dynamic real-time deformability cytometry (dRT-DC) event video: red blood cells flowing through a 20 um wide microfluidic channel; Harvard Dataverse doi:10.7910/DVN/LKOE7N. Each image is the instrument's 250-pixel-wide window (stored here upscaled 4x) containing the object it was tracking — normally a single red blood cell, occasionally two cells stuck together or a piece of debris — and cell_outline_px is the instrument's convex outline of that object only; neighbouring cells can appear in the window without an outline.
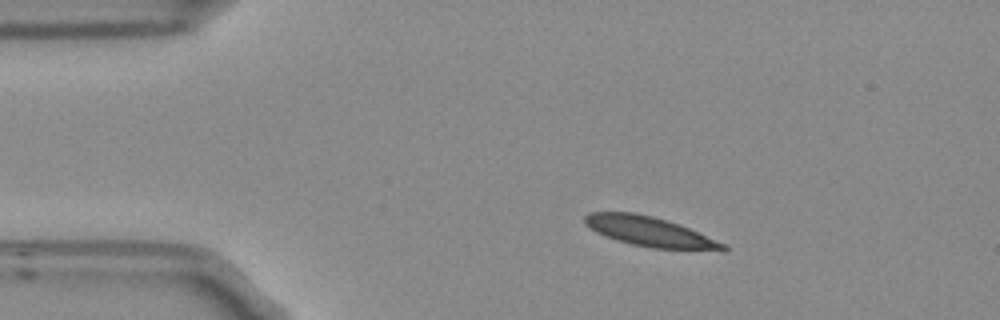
{"species": "Egyptian fruit bat (a non-hibernating species)", "species_latin": "Rousettus aegyptiacus", "temperature_condition": "room temperature", "stored_images_in_passage": 6, "camera_frame_rate_fps": 3000, "um_per_image_px": 0.085, "frame": {"image": 1, "passage_image": 2, "time_ms": 0.333, "image_size_px": [1000, 320], "cell_outline_px": [[728, 248], [724, 252], [652, 248], [632, 244], [616, 240], [604, 236], [596, 232], [584, 224], [584, 216], [588, 212], [636, 212], [668, 220], [680, 224], [728, 244]], "centroid_in_image_um": [55.32, 19.71], "position_along_channel_um": 29.7, "area_um2": 24.68}}